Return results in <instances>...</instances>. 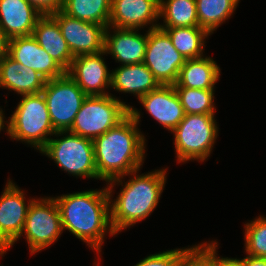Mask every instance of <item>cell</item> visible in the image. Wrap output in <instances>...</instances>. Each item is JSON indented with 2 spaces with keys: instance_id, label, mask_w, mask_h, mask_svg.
Listing matches in <instances>:
<instances>
[{
  "instance_id": "cell-35",
  "label": "cell",
  "mask_w": 266,
  "mask_h": 266,
  "mask_svg": "<svg viewBox=\"0 0 266 266\" xmlns=\"http://www.w3.org/2000/svg\"><path fill=\"white\" fill-rule=\"evenodd\" d=\"M5 113L0 106V132L6 130L7 136H9V120L5 121ZM6 125V126H5Z\"/></svg>"
},
{
  "instance_id": "cell-9",
  "label": "cell",
  "mask_w": 266,
  "mask_h": 266,
  "mask_svg": "<svg viewBox=\"0 0 266 266\" xmlns=\"http://www.w3.org/2000/svg\"><path fill=\"white\" fill-rule=\"evenodd\" d=\"M42 93L55 132L69 131L87 95L67 73L46 80Z\"/></svg>"
},
{
  "instance_id": "cell-8",
  "label": "cell",
  "mask_w": 266,
  "mask_h": 266,
  "mask_svg": "<svg viewBox=\"0 0 266 266\" xmlns=\"http://www.w3.org/2000/svg\"><path fill=\"white\" fill-rule=\"evenodd\" d=\"M63 233L60 210L54 197L33 200L25 220L23 231L30 255L36 254L54 244Z\"/></svg>"
},
{
  "instance_id": "cell-24",
  "label": "cell",
  "mask_w": 266,
  "mask_h": 266,
  "mask_svg": "<svg viewBox=\"0 0 266 266\" xmlns=\"http://www.w3.org/2000/svg\"><path fill=\"white\" fill-rule=\"evenodd\" d=\"M160 28L199 26L195 0H160Z\"/></svg>"
},
{
  "instance_id": "cell-10",
  "label": "cell",
  "mask_w": 266,
  "mask_h": 266,
  "mask_svg": "<svg viewBox=\"0 0 266 266\" xmlns=\"http://www.w3.org/2000/svg\"><path fill=\"white\" fill-rule=\"evenodd\" d=\"M186 59L175 49L167 32L156 27L148 29L143 63L160 85H174Z\"/></svg>"
},
{
  "instance_id": "cell-3",
  "label": "cell",
  "mask_w": 266,
  "mask_h": 266,
  "mask_svg": "<svg viewBox=\"0 0 266 266\" xmlns=\"http://www.w3.org/2000/svg\"><path fill=\"white\" fill-rule=\"evenodd\" d=\"M141 168L106 183L110 196L111 225L116 234L148 218L156 209L167 180V169L142 173ZM132 176V177H131ZM123 180V181H122ZM122 188L116 199L114 187Z\"/></svg>"
},
{
  "instance_id": "cell-27",
  "label": "cell",
  "mask_w": 266,
  "mask_h": 266,
  "mask_svg": "<svg viewBox=\"0 0 266 266\" xmlns=\"http://www.w3.org/2000/svg\"><path fill=\"white\" fill-rule=\"evenodd\" d=\"M184 113L186 114H216L214 102L215 90L193 88H175Z\"/></svg>"
},
{
  "instance_id": "cell-7",
  "label": "cell",
  "mask_w": 266,
  "mask_h": 266,
  "mask_svg": "<svg viewBox=\"0 0 266 266\" xmlns=\"http://www.w3.org/2000/svg\"><path fill=\"white\" fill-rule=\"evenodd\" d=\"M129 108V104L113 94L87 96L69 131L93 140L123 121Z\"/></svg>"
},
{
  "instance_id": "cell-22",
  "label": "cell",
  "mask_w": 266,
  "mask_h": 266,
  "mask_svg": "<svg viewBox=\"0 0 266 266\" xmlns=\"http://www.w3.org/2000/svg\"><path fill=\"white\" fill-rule=\"evenodd\" d=\"M220 73V67L212 57L186 59L174 88L215 90V84L220 80Z\"/></svg>"
},
{
  "instance_id": "cell-25",
  "label": "cell",
  "mask_w": 266,
  "mask_h": 266,
  "mask_svg": "<svg viewBox=\"0 0 266 266\" xmlns=\"http://www.w3.org/2000/svg\"><path fill=\"white\" fill-rule=\"evenodd\" d=\"M240 0H195L199 26L211 35L229 20Z\"/></svg>"
},
{
  "instance_id": "cell-26",
  "label": "cell",
  "mask_w": 266,
  "mask_h": 266,
  "mask_svg": "<svg viewBox=\"0 0 266 266\" xmlns=\"http://www.w3.org/2000/svg\"><path fill=\"white\" fill-rule=\"evenodd\" d=\"M61 11L79 20L109 26L111 0H64Z\"/></svg>"
},
{
  "instance_id": "cell-18",
  "label": "cell",
  "mask_w": 266,
  "mask_h": 266,
  "mask_svg": "<svg viewBox=\"0 0 266 266\" xmlns=\"http://www.w3.org/2000/svg\"><path fill=\"white\" fill-rule=\"evenodd\" d=\"M41 16L27 0H0V29L9 39L32 35Z\"/></svg>"
},
{
  "instance_id": "cell-11",
  "label": "cell",
  "mask_w": 266,
  "mask_h": 266,
  "mask_svg": "<svg viewBox=\"0 0 266 266\" xmlns=\"http://www.w3.org/2000/svg\"><path fill=\"white\" fill-rule=\"evenodd\" d=\"M13 180H7L0 195V256L15 244L20 237L28 209L35 198L28 201L24 190L19 189ZM26 199V200H25Z\"/></svg>"
},
{
  "instance_id": "cell-31",
  "label": "cell",
  "mask_w": 266,
  "mask_h": 266,
  "mask_svg": "<svg viewBox=\"0 0 266 266\" xmlns=\"http://www.w3.org/2000/svg\"><path fill=\"white\" fill-rule=\"evenodd\" d=\"M42 15L52 14L61 10L64 0H27Z\"/></svg>"
},
{
  "instance_id": "cell-2",
  "label": "cell",
  "mask_w": 266,
  "mask_h": 266,
  "mask_svg": "<svg viewBox=\"0 0 266 266\" xmlns=\"http://www.w3.org/2000/svg\"><path fill=\"white\" fill-rule=\"evenodd\" d=\"M60 210L62 230L86 243L99 255L107 233L117 235L111 225L110 196L107 186L54 197Z\"/></svg>"
},
{
  "instance_id": "cell-14",
  "label": "cell",
  "mask_w": 266,
  "mask_h": 266,
  "mask_svg": "<svg viewBox=\"0 0 266 266\" xmlns=\"http://www.w3.org/2000/svg\"><path fill=\"white\" fill-rule=\"evenodd\" d=\"M139 30L108 26L104 33V51L121 65L143 63L148 30L144 34Z\"/></svg>"
},
{
  "instance_id": "cell-1",
  "label": "cell",
  "mask_w": 266,
  "mask_h": 266,
  "mask_svg": "<svg viewBox=\"0 0 266 266\" xmlns=\"http://www.w3.org/2000/svg\"><path fill=\"white\" fill-rule=\"evenodd\" d=\"M141 112L130 106L129 115L116 127L93 139L98 178L106 183L126 176L144 164L146 138L138 128Z\"/></svg>"
},
{
  "instance_id": "cell-21",
  "label": "cell",
  "mask_w": 266,
  "mask_h": 266,
  "mask_svg": "<svg viewBox=\"0 0 266 266\" xmlns=\"http://www.w3.org/2000/svg\"><path fill=\"white\" fill-rule=\"evenodd\" d=\"M111 71L110 89L118 93L133 94L138 100L160 86L144 63L120 65Z\"/></svg>"
},
{
  "instance_id": "cell-32",
  "label": "cell",
  "mask_w": 266,
  "mask_h": 266,
  "mask_svg": "<svg viewBox=\"0 0 266 266\" xmlns=\"http://www.w3.org/2000/svg\"><path fill=\"white\" fill-rule=\"evenodd\" d=\"M244 266H266V258L252 257L247 255L245 258H238Z\"/></svg>"
},
{
  "instance_id": "cell-20",
  "label": "cell",
  "mask_w": 266,
  "mask_h": 266,
  "mask_svg": "<svg viewBox=\"0 0 266 266\" xmlns=\"http://www.w3.org/2000/svg\"><path fill=\"white\" fill-rule=\"evenodd\" d=\"M46 79L38 72L21 63L16 62L7 55L0 62V88L9 89L18 95H30L41 93Z\"/></svg>"
},
{
  "instance_id": "cell-30",
  "label": "cell",
  "mask_w": 266,
  "mask_h": 266,
  "mask_svg": "<svg viewBox=\"0 0 266 266\" xmlns=\"http://www.w3.org/2000/svg\"><path fill=\"white\" fill-rule=\"evenodd\" d=\"M188 249L176 248L167 251H163L155 254H150L149 256L140 260L134 266H176L179 257Z\"/></svg>"
},
{
  "instance_id": "cell-12",
  "label": "cell",
  "mask_w": 266,
  "mask_h": 266,
  "mask_svg": "<svg viewBox=\"0 0 266 266\" xmlns=\"http://www.w3.org/2000/svg\"><path fill=\"white\" fill-rule=\"evenodd\" d=\"M61 29L62 36L73 56L97 54L104 50L105 27L72 18L61 10L50 14Z\"/></svg>"
},
{
  "instance_id": "cell-13",
  "label": "cell",
  "mask_w": 266,
  "mask_h": 266,
  "mask_svg": "<svg viewBox=\"0 0 266 266\" xmlns=\"http://www.w3.org/2000/svg\"><path fill=\"white\" fill-rule=\"evenodd\" d=\"M103 50L97 54L75 56L66 72L87 96H105L111 94V70L104 61Z\"/></svg>"
},
{
  "instance_id": "cell-15",
  "label": "cell",
  "mask_w": 266,
  "mask_h": 266,
  "mask_svg": "<svg viewBox=\"0 0 266 266\" xmlns=\"http://www.w3.org/2000/svg\"><path fill=\"white\" fill-rule=\"evenodd\" d=\"M160 0H111L109 26L142 30L158 27Z\"/></svg>"
},
{
  "instance_id": "cell-23",
  "label": "cell",
  "mask_w": 266,
  "mask_h": 266,
  "mask_svg": "<svg viewBox=\"0 0 266 266\" xmlns=\"http://www.w3.org/2000/svg\"><path fill=\"white\" fill-rule=\"evenodd\" d=\"M172 40L175 49L185 59L204 57L206 40L211 34L200 26L162 28Z\"/></svg>"
},
{
  "instance_id": "cell-34",
  "label": "cell",
  "mask_w": 266,
  "mask_h": 266,
  "mask_svg": "<svg viewBox=\"0 0 266 266\" xmlns=\"http://www.w3.org/2000/svg\"><path fill=\"white\" fill-rule=\"evenodd\" d=\"M218 266H244L237 258L219 257Z\"/></svg>"
},
{
  "instance_id": "cell-33",
  "label": "cell",
  "mask_w": 266,
  "mask_h": 266,
  "mask_svg": "<svg viewBox=\"0 0 266 266\" xmlns=\"http://www.w3.org/2000/svg\"><path fill=\"white\" fill-rule=\"evenodd\" d=\"M9 38L0 29V62L8 55Z\"/></svg>"
},
{
  "instance_id": "cell-19",
  "label": "cell",
  "mask_w": 266,
  "mask_h": 266,
  "mask_svg": "<svg viewBox=\"0 0 266 266\" xmlns=\"http://www.w3.org/2000/svg\"><path fill=\"white\" fill-rule=\"evenodd\" d=\"M32 36L55 62L66 72L69 70L74 56L62 36L58 22L50 14L42 15L37 20Z\"/></svg>"
},
{
  "instance_id": "cell-6",
  "label": "cell",
  "mask_w": 266,
  "mask_h": 266,
  "mask_svg": "<svg viewBox=\"0 0 266 266\" xmlns=\"http://www.w3.org/2000/svg\"><path fill=\"white\" fill-rule=\"evenodd\" d=\"M52 137L40 151L41 154L53 160L62 171L70 176L99 180L92 139L70 131L55 132Z\"/></svg>"
},
{
  "instance_id": "cell-5",
  "label": "cell",
  "mask_w": 266,
  "mask_h": 266,
  "mask_svg": "<svg viewBox=\"0 0 266 266\" xmlns=\"http://www.w3.org/2000/svg\"><path fill=\"white\" fill-rule=\"evenodd\" d=\"M215 114H186L171 132L178 163L204 162L210 157L219 127Z\"/></svg>"
},
{
  "instance_id": "cell-36",
  "label": "cell",
  "mask_w": 266,
  "mask_h": 266,
  "mask_svg": "<svg viewBox=\"0 0 266 266\" xmlns=\"http://www.w3.org/2000/svg\"><path fill=\"white\" fill-rule=\"evenodd\" d=\"M97 262H98V261L95 262V260H94V263H93L94 266H98V265L100 264V262H99V263H97ZM95 263H96V264H95Z\"/></svg>"
},
{
  "instance_id": "cell-16",
  "label": "cell",
  "mask_w": 266,
  "mask_h": 266,
  "mask_svg": "<svg viewBox=\"0 0 266 266\" xmlns=\"http://www.w3.org/2000/svg\"><path fill=\"white\" fill-rule=\"evenodd\" d=\"M8 55L24 67L35 70L46 80L61 77L66 73L32 35L9 39Z\"/></svg>"
},
{
  "instance_id": "cell-29",
  "label": "cell",
  "mask_w": 266,
  "mask_h": 266,
  "mask_svg": "<svg viewBox=\"0 0 266 266\" xmlns=\"http://www.w3.org/2000/svg\"><path fill=\"white\" fill-rule=\"evenodd\" d=\"M244 226L245 254L266 258V217L259 215Z\"/></svg>"
},
{
  "instance_id": "cell-4",
  "label": "cell",
  "mask_w": 266,
  "mask_h": 266,
  "mask_svg": "<svg viewBox=\"0 0 266 266\" xmlns=\"http://www.w3.org/2000/svg\"><path fill=\"white\" fill-rule=\"evenodd\" d=\"M21 97L15 111L8 118L9 137L13 141L31 145L40 152L55 134L44 95L41 92Z\"/></svg>"
},
{
  "instance_id": "cell-17",
  "label": "cell",
  "mask_w": 266,
  "mask_h": 266,
  "mask_svg": "<svg viewBox=\"0 0 266 266\" xmlns=\"http://www.w3.org/2000/svg\"><path fill=\"white\" fill-rule=\"evenodd\" d=\"M138 101L154 120L170 132L184 119V109L174 85H160Z\"/></svg>"
},
{
  "instance_id": "cell-28",
  "label": "cell",
  "mask_w": 266,
  "mask_h": 266,
  "mask_svg": "<svg viewBox=\"0 0 266 266\" xmlns=\"http://www.w3.org/2000/svg\"><path fill=\"white\" fill-rule=\"evenodd\" d=\"M217 250L216 240L188 246V249L179 257L176 266H218Z\"/></svg>"
}]
</instances>
